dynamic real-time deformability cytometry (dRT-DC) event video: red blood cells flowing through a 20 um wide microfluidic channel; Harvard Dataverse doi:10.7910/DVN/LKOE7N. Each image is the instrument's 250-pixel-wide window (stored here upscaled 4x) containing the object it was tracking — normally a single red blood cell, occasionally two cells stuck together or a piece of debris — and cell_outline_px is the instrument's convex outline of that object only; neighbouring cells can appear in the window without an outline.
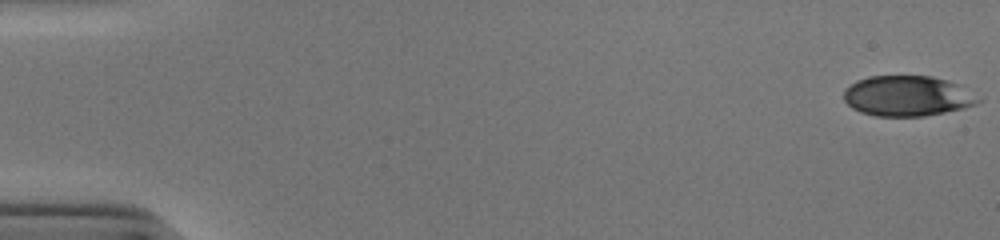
{"species": "human", "species_latin": "Homo sapiens", "temperature_condition": "cold", "stored_images_in_passage": 53, "camera_frame_rate_fps": 3000, "um_per_image_px": 0.085, "donor": {"sex": "male"}, "frame": {"image": 1, "passage_image": 1, "time_ms": 0.0, "image_size_px": [1000, 240], "cell_outline_px": [[980, 100], [976, 104], [964, 108], [924, 116], [876, 116], [860, 112], [852, 108], [844, 100], [844, 92], [856, 80], [868, 76], [932, 76], [948, 80], [960, 84]], "centroid_in_image_um": [77.11, 8.15], "position_along_channel_um": 7.9, "area_um2": 31.5}}
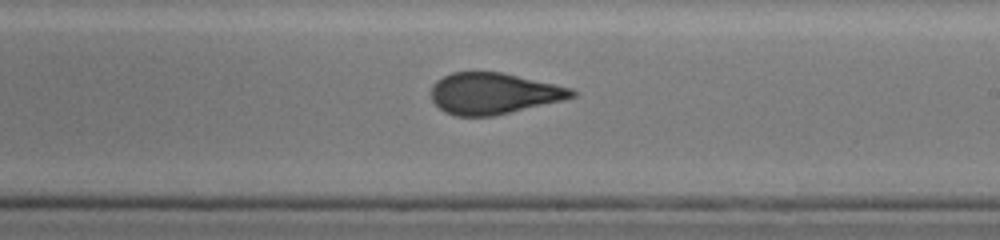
{"frame": {"image": 2, "passage_image": 32, "time_ms": 10.333, "image_size_px": [1000, 240], "cell_outline_px": [[576, 96], [560, 100], [492, 116], [456, 116], [444, 112], [432, 100], [432, 84], [436, 80], [452, 72], [500, 72], [572, 88], [576, 92]], "centroid_in_image_um": [41.9, 7.94], "position_along_channel_um": 247.1, "area_um2": 33.29}}
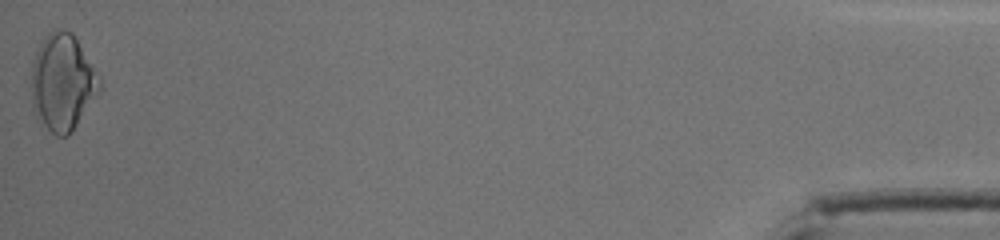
{"frame": {"image": 3, "passage_image": 53, "time_ms": 17.333, "image_size_px": [1000, 240], "cell_outline_px": [[100, 92], [72, 132], [68, 136], [56, 136], [36, 120], [32, 108], [32, 60], [40, 40], [48, 32], [56, 28], [64, 28], [72, 32], [100, 80]], "centroid_in_image_um": [5.27, 7.01], "position_along_channel_um": 429.9, "area_um2": 38.73}, "authors_computed_cell_mechanics": {"area_um2": 33.6396, "velocity_mm_per_s": 3.9126, "shape_relaxation_time_tau1_ms": 7.0937, "shape_relaxation_time_tau2_ms": 0.9494, "deformation_change_tau1": 0.1934, "deformation_change_tau2": 0.0681}}